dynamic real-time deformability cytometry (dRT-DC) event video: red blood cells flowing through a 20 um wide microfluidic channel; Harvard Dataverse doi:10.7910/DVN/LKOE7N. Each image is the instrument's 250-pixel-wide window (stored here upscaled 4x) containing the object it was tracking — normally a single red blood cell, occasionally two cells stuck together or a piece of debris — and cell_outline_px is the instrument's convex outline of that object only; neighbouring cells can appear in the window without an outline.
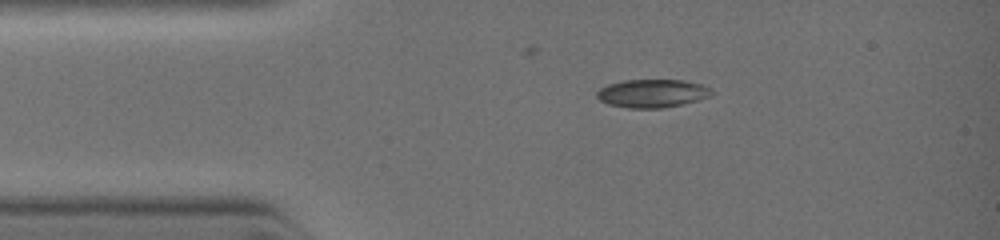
{"species": "common noctule bat (a hibernating species)", "species_latin": "Nyctalus noctula", "temperature_condition": "warm", "stored_images_in_passage": 9, "camera_frame_rate_fps": 3000, "um_per_image_px": 0.085, "animal": {"sex": "female", "body_mass_g": 19.0, "forearm_length_mm": 51.5}, "frame": {"image": 1, "passage_image": 1, "time_ms": 0.0, "image_size_px": [1000, 240], "cell_outline_px": [[716, 92], [700, 100], [684, 104], [660, 108], [628, 108], [608, 104], [600, 100], [596, 96], [596, 92], [600, 88], [608, 84], [624, 80], [684, 80], [704, 84], [712, 88]], "centroid_in_image_um": [55.49, 7.93], "position_along_channel_um": 29.5, "area_um2": 19.13}}
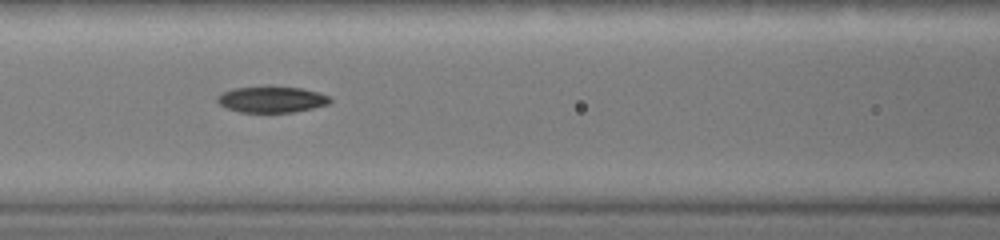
{"frame": {"image": 2, "passage_image": 7, "time_ms": 2.667, "image_size_px": [1000, 240], "cell_outline_px": [[332, 100], [328, 104], [312, 108], [292, 112], [240, 112], [228, 108], [220, 104], [216, 100], [216, 96], [232, 88], [300, 88], [316, 92], [328, 96]], "centroid_in_image_um": [23.07, 8.48], "position_along_channel_um": 143.5, "area_um2": 16.53}}
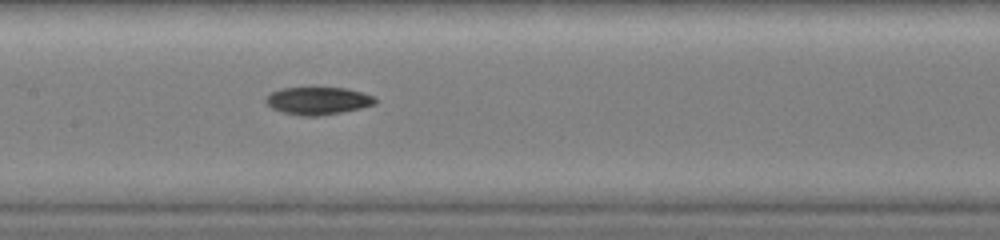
{"frame": {"image": 3, "passage_image": 9, "time_ms": 3.333, "image_size_px": [1000, 240], "cell_outline_px": [[376, 104], [360, 108], [320, 116], [300, 116], [284, 112], [272, 108], [264, 100], [272, 92], [284, 88], [348, 88], [376, 96]], "centroid_in_image_um": [27.07, 8.56], "position_along_channel_um": 180.3, "area_um2": 17.46}}